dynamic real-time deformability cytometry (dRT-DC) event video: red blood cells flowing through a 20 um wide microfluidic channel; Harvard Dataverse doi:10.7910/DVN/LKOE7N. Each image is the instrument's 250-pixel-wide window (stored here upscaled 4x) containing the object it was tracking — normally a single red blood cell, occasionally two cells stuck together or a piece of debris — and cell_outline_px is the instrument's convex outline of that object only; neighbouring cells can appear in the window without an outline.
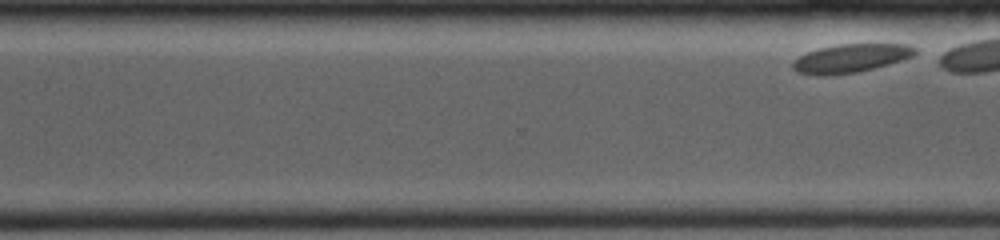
{"species": "common noctule bat (a hibernating species)", "species_latin": "Nyctalus noctula", "temperature_condition": "room temperature", "stored_images_in_passage": 13, "segment_of_instrument_passage": [2, 2], "camera_frame_rate_fps": 4000, "um_per_image_px": 0.085, "animal": {"sex": "female", "body_mass_g": 19.0, "forearm_length_mm": 53.3}, "frame": {"image": 1, "passage_image": 13, "time_ms": 9.5, "image_size_px": [1000, 240], "cell_outline_px": [[916, 52], [912, 56], [888, 64], [856, 72], [824, 76], [796, 72], [792, 68], [792, 64], [800, 56], [808, 52], [820, 48], [836, 44], [908, 44], [916, 48]], "centroid_in_image_um": [72.3, 4.95], "position_along_channel_um": 298.3, "area_um2": 20.0}}